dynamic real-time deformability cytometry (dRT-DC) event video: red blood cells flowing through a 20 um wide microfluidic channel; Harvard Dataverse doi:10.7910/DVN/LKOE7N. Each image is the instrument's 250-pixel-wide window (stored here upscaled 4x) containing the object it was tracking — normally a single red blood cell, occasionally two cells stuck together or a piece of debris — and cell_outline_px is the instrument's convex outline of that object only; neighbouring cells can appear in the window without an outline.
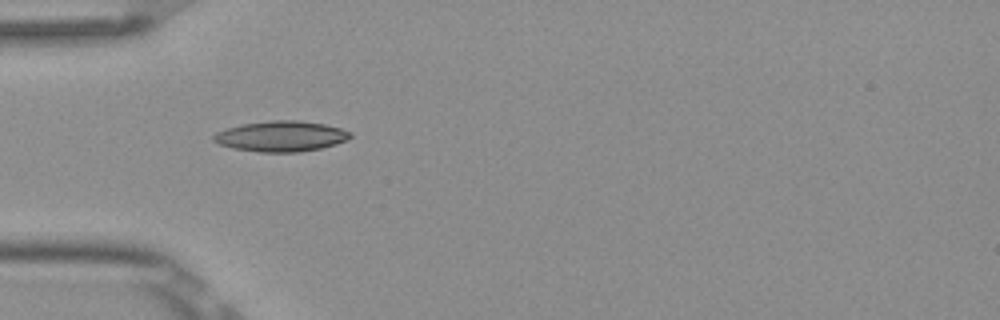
{"species": "Egyptian fruit bat (a non-hibernating species)", "species_latin": "Rousettus aegyptiacus", "temperature_condition": "room temperature", "stored_images_in_passage": 1, "camera_frame_rate_fps": 3000, "um_per_image_px": 0.085, "frame": {"image": 1, "passage_image": 1, "time_ms": 0.0, "image_size_px": [1000, 320], "cell_outline_px": [[352, 136], [348, 140], [336, 144], [320, 148], [300, 152], [260, 152], [232, 148], [220, 144], [212, 140], [212, 136], [216, 132], [240, 124], [272, 120], [300, 120], [324, 124], [340, 128], [352, 132]], "centroid_in_image_um": [23.9, 11.58], "position_along_channel_um": 61.1, "area_um2": 24.45}}